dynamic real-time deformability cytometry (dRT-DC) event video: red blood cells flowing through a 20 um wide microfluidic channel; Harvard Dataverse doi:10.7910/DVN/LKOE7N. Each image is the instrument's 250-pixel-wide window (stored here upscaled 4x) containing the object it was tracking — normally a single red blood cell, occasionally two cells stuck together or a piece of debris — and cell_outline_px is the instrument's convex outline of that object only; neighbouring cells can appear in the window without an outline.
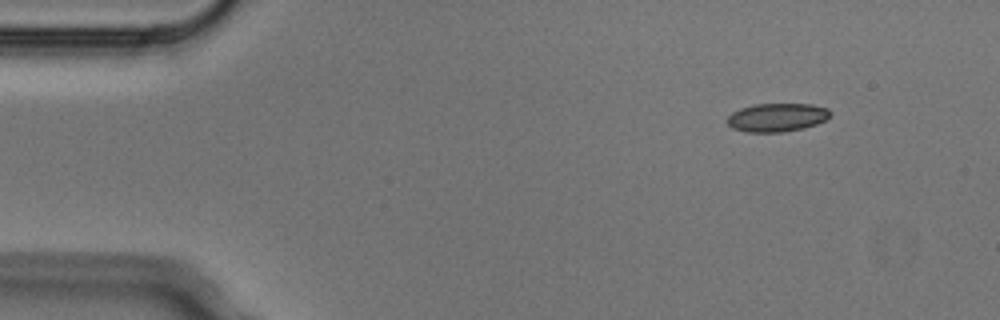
{"species": "Egyptian fruit bat (a non-hibernating species)", "species_latin": "Rousettus aegyptiacus", "temperature_condition": "cold", "stored_images_in_passage": 5, "segment_of_instrument_passage": [1, 2], "camera_frame_rate_fps": 3000, "um_per_image_px": 0.085, "animal": {"sex": "male"}, "frame": {"image": 1, "passage_image": 2, "time_ms": 0.333, "image_size_px": [1000, 320], "cell_outline_px": [[832, 112], [824, 120], [816, 124], [804, 128], [784, 132], [744, 132], [732, 128], [724, 120], [732, 112], [740, 108], [756, 104], [812, 104], [828, 108]], "centroid_in_image_um": [66.01, 9.98], "position_along_channel_um": 19.0, "area_um2": 17.22}}